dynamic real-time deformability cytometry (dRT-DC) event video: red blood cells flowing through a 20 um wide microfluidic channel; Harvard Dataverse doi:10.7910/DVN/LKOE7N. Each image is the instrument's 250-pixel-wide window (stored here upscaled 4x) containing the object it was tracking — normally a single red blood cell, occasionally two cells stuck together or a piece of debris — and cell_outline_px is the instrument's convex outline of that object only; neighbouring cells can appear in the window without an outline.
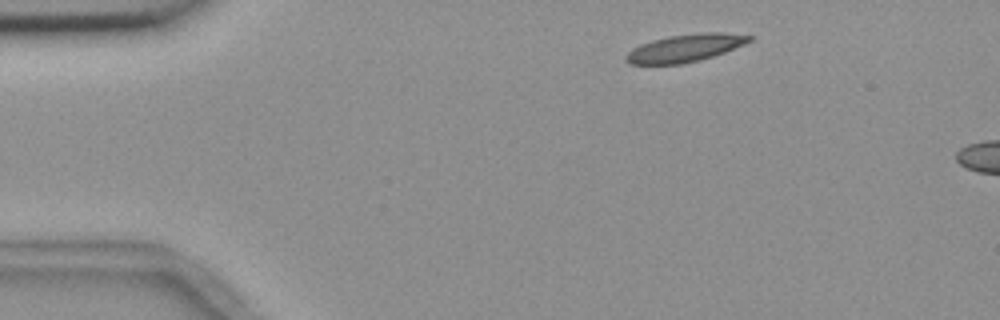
{"species": "common noctule bat (a hibernating species)", "species_latin": "Nyctalus noctula", "temperature_condition": "room temperature", "stored_images_in_passage": 2, "camera_frame_rate_fps": 3000, "um_per_image_px": 0.085, "animal": {"sex": "female", "body_mass_g": 18.4}, "frame": {"image": 1, "passage_image": 1, "time_ms": 0.0, "image_size_px": [1000, 320], "cell_outline_px": [[756, 36], [752, 40], [744, 44], [724, 52], [700, 60], [680, 64], [628, 64], [624, 60], [624, 56], [632, 48], [640, 44], [652, 40], [668, 36], [700, 32], [724, 32]], "centroid_in_image_um": [58.22, 4.07], "position_along_channel_um": 26.8, "area_um2": 20.0}}